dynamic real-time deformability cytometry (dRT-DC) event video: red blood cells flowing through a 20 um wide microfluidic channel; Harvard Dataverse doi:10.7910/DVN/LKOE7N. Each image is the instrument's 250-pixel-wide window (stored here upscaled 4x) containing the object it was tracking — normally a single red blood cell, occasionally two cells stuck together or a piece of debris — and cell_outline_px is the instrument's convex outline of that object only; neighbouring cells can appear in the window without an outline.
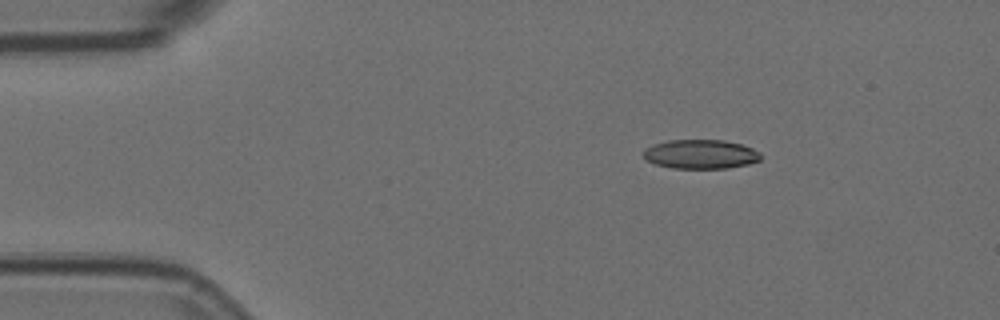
{"species": "Egyptian fruit bat (a non-hibernating species)", "species_latin": "Rousettus aegyptiacus", "temperature_condition": "room temperature", "stored_images_in_passage": 4, "camera_frame_rate_fps": 3000, "um_per_image_px": 0.085, "animal": {"sex": "female"}, "frame": {"image": 1, "passage_image": 2, "time_ms": 0.333, "image_size_px": [1000, 320], "cell_outline_px": [[764, 156], [760, 160], [748, 164], [728, 168], [672, 168], [656, 164], [648, 160], [644, 156], [644, 148], [652, 144], [668, 140], [724, 140], [740, 144], [752, 148], [760, 152]], "centroid_in_image_um": [59.58, 13.1], "position_along_channel_um": 25.4, "area_um2": 20.0}}